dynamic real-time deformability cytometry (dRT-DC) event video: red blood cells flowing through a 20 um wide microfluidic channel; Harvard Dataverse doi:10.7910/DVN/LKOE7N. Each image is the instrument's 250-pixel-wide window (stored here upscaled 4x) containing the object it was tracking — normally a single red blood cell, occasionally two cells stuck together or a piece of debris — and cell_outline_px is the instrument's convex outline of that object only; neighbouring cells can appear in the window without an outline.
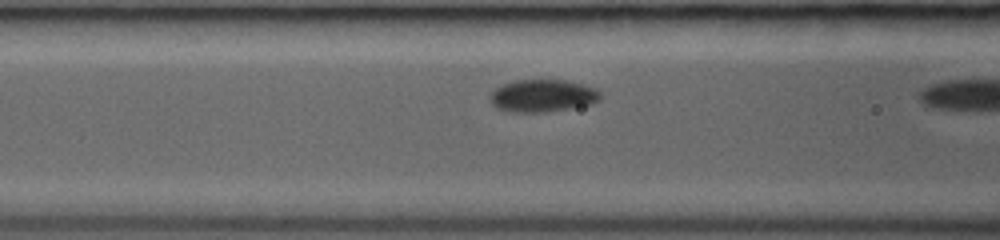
{"species": "common noctule bat (a hibernating species)", "species_latin": "Nyctalus noctula", "temperature_condition": "room temperature", "stored_images_in_passage": 6, "camera_frame_rate_fps": 3000, "um_per_image_px": 0.085, "animal": {"sex": "female", "body_mass_g": 19.0, "forearm_length_mm": 53.3}, "frame": {"image": 1, "passage_image": 5, "time_ms": 1.0, "image_size_px": [1000, 240], "cell_outline_px": [[600, 100], [592, 104], [572, 108], [548, 112], [508, 112], [496, 108], [492, 104], [492, 92], [496, 88], [504, 84], [516, 80], [568, 80], [584, 84], [596, 88], [600, 92]], "centroid_in_image_um": [46.17, 8.14], "position_along_channel_um": 120.4, "area_um2": 20.98}}